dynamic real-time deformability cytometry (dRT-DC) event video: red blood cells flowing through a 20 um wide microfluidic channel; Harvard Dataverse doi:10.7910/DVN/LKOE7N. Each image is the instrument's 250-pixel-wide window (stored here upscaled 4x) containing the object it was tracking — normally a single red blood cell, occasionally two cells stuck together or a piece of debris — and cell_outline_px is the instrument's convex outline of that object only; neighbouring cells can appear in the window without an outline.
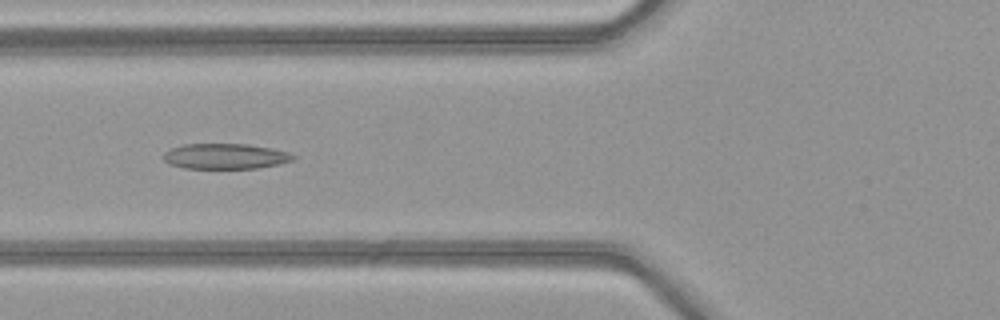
{"species": "common noctule bat (a hibernating species)", "species_latin": "Nyctalus noctula", "temperature_condition": "warm", "stored_images_in_passage": 43, "camera_frame_rate_fps": 3000, "um_per_image_px": 0.085, "animal": {"sex": "female", "body_mass_g": 21.9}, "frame": {"image": 1, "passage_image": 12, "time_ms": 3.667, "image_size_px": [1000, 320], "cell_outline_px": [[296, 156], [292, 160], [280, 164], [256, 168], [184, 168], [168, 164], [160, 156], [164, 152], [172, 148], [184, 144], [248, 144], [272, 148], [288, 152]], "centroid_in_image_um": [19.12, 13.28], "position_along_channel_um": 106.7, "area_um2": 19.31}}
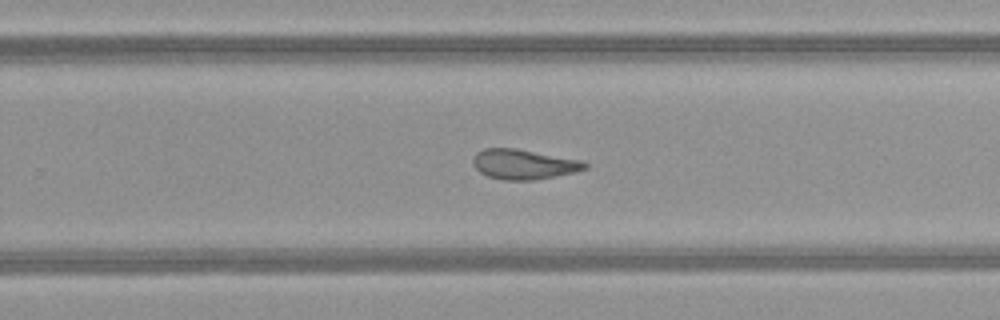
{"frame": {"image": 2, "passage_image": 25, "time_ms": 8.0, "image_size_px": [1000, 320], "cell_outline_px": [[588, 168], [576, 172], [536, 180], [504, 180], [488, 176], [480, 172], [472, 164], [472, 160], [476, 152], [484, 148], [516, 148], [584, 160], [588, 164]], "centroid_in_image_um": [44.55, 13.96], "position_along_channel_um": 285.3, "area_um2": 19.83}}
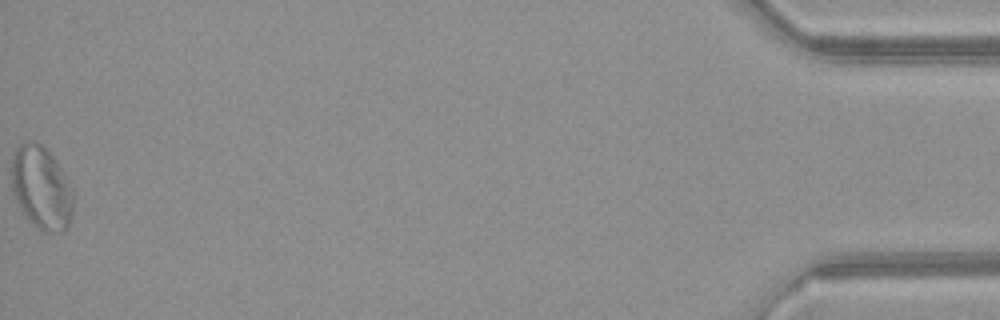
{"frame": {"image": 3, "passage_image": 43, "time_ms": 14.0, "image_size_px": [1000, 320], "cell_outline_px": [[72, 208], [68, 224], [60, 232], [44, 232], [32, 224], [20, 208], [12, 192], [12, 152], [20, 144], [32, 140], [40, 144], [52, 156], [64, 172], [72, 188]], "centroid_in_image_um": [3.49, 15.95], "position_along_channel_um": 431.7, "area_um2": 29.59}, "authors_computed_cell_mechanics": {"area_um2": 21.1548, "velocity_mm_per_s": 4.1171, "shape_relaxation_time_tau1_ms": null, "shape_relaxation_time_tau2_ms": 3.2391, "deformation_change_tau1": null, "deformation_change_tau2": 0.102}}